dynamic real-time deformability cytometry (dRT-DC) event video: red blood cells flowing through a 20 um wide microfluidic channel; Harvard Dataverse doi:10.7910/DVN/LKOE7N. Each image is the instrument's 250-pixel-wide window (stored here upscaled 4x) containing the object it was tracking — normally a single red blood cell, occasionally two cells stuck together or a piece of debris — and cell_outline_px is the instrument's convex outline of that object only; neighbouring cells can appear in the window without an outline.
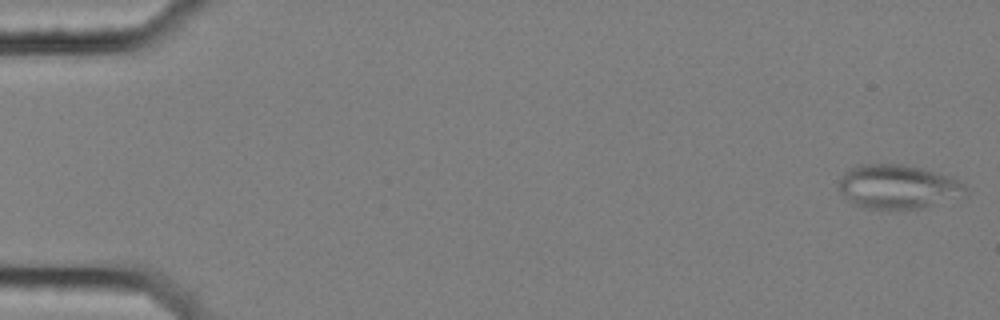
{"species": "common noctule bat (a hibernating species)", "species_latin": "Nyctalus noctula", "temperature_condition": "cold", "stored_images_in_passage": 53, "segment_of_instrument_passage": [1, 2], "camera_frame_rate_fps": 3000, "um_per_image_px": 0.085, "animal": {"sex": "female", "body_mass_g": 25.1}, "frame": {"image": 1, "passage_image": 1, "time_ms": 0.0, "image_size_px": [1000, 320], "cell_outline_px": [[968, 196], [920, 208], [864, 208], [852, 204], [840, 192], [840, 176], [848, 168], [856, 164], [904, 164], [952, 176], [960, 180], [964, 184], [968, 192]], "centroid_in_image_um": [76.35, 15.86], "position_along_channel_um": 8.6, "area_um2": 32.89}}